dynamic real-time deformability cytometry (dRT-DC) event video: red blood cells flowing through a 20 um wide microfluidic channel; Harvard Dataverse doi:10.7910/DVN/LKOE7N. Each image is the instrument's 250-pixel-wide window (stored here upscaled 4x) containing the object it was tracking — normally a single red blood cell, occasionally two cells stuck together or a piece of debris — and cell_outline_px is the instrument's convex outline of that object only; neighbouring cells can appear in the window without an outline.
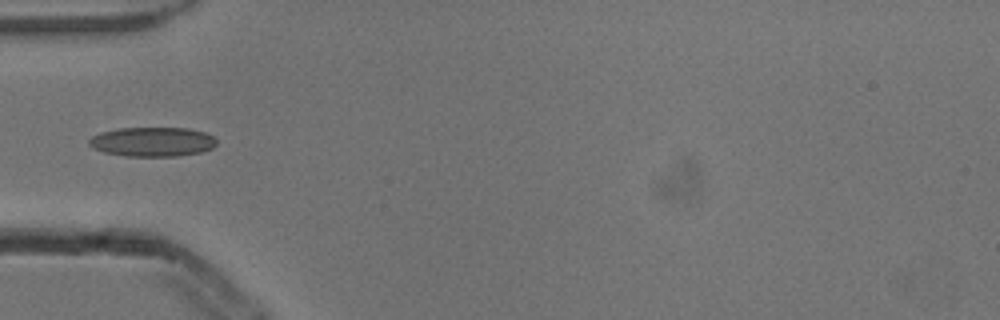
{"species": "common noctule bat (a hibernating species)", "species_latin": "Nyctalus noctula", "temperature_condition": "cold", "stored_images_in_passage": 6, "camera_frame_rate_fps": 3000, "um_per_image_px": 0.085, "animal": {"sex": "male", "body_mass_g": 13.3}, "frame": {"image": 1, "passage_image": 5, "time_ms": 1.333, "image_size_px": [1000, 320], "cell_outline_px": [[216, 144], [212, 148], [200, 152], [176, 156], [124, 156], [104, 152], [92, 148], [88, 144], [88, 140], [92, 136], [100, 132], [120, 128], [188, 128], [204, 132], [212, 136], [216, 140]], "centroid_in_image_um": [12.92, 12.05], "position_along_channel_um": 72.1, "area_um2": 21.85}}
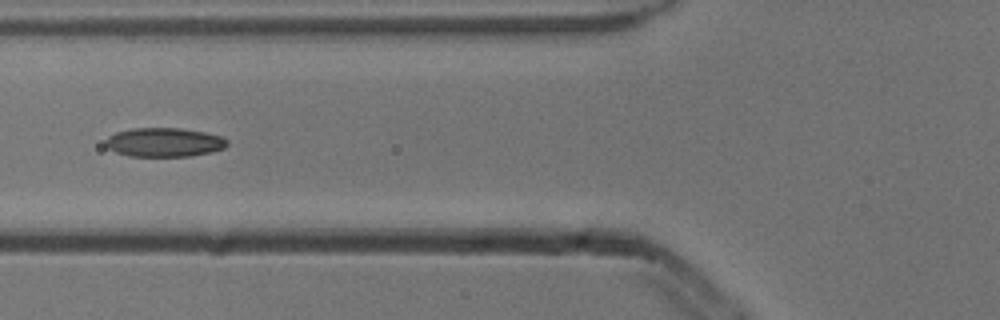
{"frame": {"image": 2, "passage_image": 6, "time_ms": 1.667, "image_size_px": [1000, 320], "cell_outline_px": [[228, 144], [224, 148], [212, 152], [188, 156], [128, 156], [116, 152], [108, 148], [104, 144], [108, 136], [116, 132], [132, 128], [180, 128], [204, 132], [220, 136], [228, 140]], "centroid_in_image_um": [13.94, 12.09], "position_along_channel_um": 111.9, "area_um2": 20.58}}